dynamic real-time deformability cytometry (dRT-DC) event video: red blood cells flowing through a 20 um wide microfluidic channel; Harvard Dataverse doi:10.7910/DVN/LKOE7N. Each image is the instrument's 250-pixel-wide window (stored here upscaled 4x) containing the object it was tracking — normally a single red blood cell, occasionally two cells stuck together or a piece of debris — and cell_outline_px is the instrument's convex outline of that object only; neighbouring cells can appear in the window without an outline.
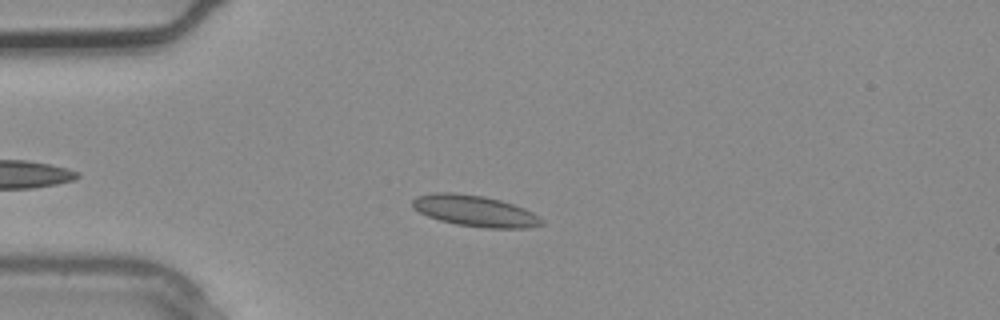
{"species": "common noctule bat (a hibernating species)", "species_latin": "Nyctalus noctula", "temperature_condition": "warm", "stored_images_in_passage": 2, "camera_frame_rate_fps": 3000, "um_per_image_px": 0.085, "animal": {"sex": "male", "body_mass_g": 20.4}, "frame": {"image": 1, "passage_image": 2, "time_ms": 0.333, "image_size_px": [1000, 320], "cell_outline_px": [[544, 224], [528, 228], [484, 228], [456, 224], [440, 220], [428, 216], [412, 208], [412, 200], [416, 196], [432, 192], [452, 192], [480, 196], [500, 200], [524, 208], [540, 216], [544, 220]], "centroid_in_image_um": [40.37, 17.93], "position_along_channel_um": 44.6, "area_um2": 23.47}}